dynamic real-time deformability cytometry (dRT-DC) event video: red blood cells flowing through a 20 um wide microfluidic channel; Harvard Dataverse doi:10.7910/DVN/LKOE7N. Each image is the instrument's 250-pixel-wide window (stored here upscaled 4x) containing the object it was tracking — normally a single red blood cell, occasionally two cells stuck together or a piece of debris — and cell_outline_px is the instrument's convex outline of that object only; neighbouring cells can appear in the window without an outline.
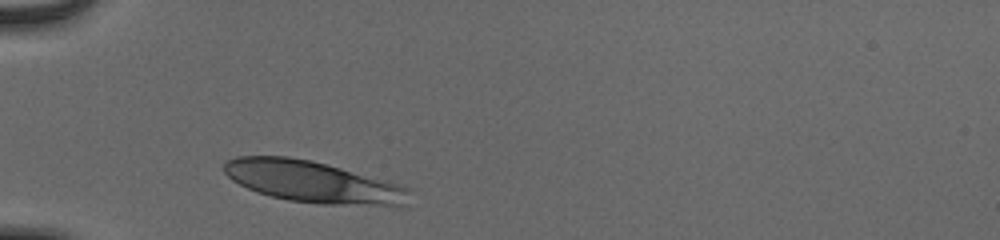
{"species": "human", "species_latin": "Homo sapiens", "temperature_condition": "cold", "stored_images_in_passage": 29, "camera_frame_rate_fps": 3000, "um_per_image_px": 0.085, "donor": {"sex": "male"}, "frame": {"image": 1, "passage_image": 1, "time_ms": 0.0, "image_size_px": [1000, 240], "cell_outline_px": [[408, 188], [400, 204], [320, 204], [288, 200], [256, 192], [232, 180], [224, 172], [224, 164], [228, 160], [236, 156], [288, 156], [312, 160], [404, 184]], "centroid_in_image_um": [26.49, 15.41], "position_along_channel_um": 58.5, "area_um2": 44.16}}
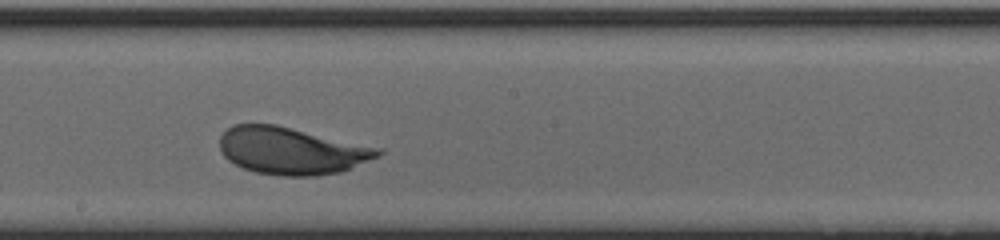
{"frame": {"image": 2, "passage_image": 15, "time_ms": 4.667, "image_size_px": [1000, 240], "cell_outline_px": [[384, 152], [380, 156], [352, 168], [340, 172], [316, 176], [280, 176], [256, 172], [244, 168], [228, 160], [224, 156], [220, 148], [220, 136], [232, 124], [276, 124], [384, 148]], "centroid_in_image_um": [24.83, 12.81], "position_along_channel_um": 223.4, "area_um2": 43.93}}
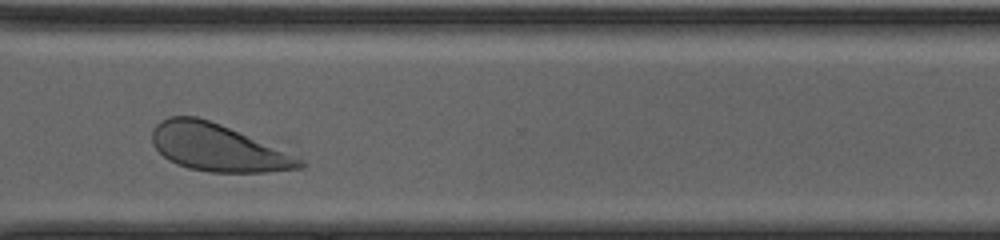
{"frame": {"image": 3, "passage_image": 25, "time_ms": 8.0, "image_size_px": [1000, 240], "cell_outline_px": [[304, 168], [268, 172], [208, 172], [188, 168], [176, 164], [168, 160], [152, 144], [152, 128], [160, 120], [168, 116], [196, 116], [284, 140], [304, 164]], "centroid_in_image_um": [18.76, 12.49], "position_along_channel_um": 351.8, "area_um2": 43.87}, "authors_computed_cell_mechanics": {"area_um2": 43.8124, "velocity_mm_per_s": 3.8365, "shape_relaxation_time_tau1_ms": 2.0636, "shape_relaxation_time_tau2_ms": null, "deformation_change_tau1": 0.121, "deformation_change_tau2": null}}